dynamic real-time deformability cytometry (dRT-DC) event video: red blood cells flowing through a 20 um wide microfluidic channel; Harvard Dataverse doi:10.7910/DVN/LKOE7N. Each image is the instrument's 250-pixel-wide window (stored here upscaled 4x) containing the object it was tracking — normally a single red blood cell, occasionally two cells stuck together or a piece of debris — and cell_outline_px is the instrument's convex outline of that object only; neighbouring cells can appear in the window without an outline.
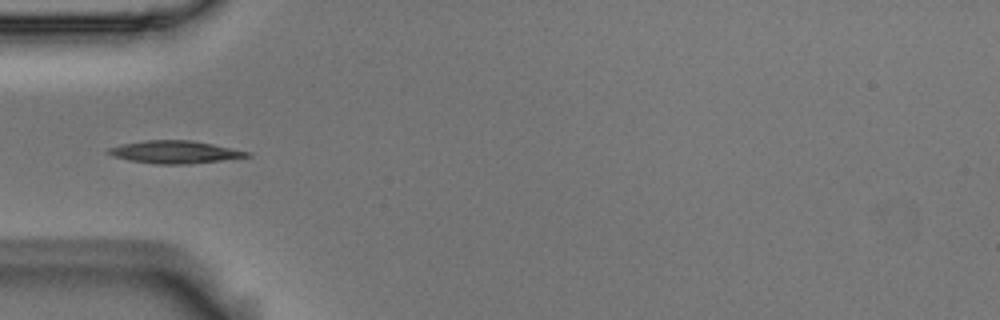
{"species": "Egyptian fruit bat (a non-hibernating species)", "species_latin": "Rousettus aegyptiacus", "temperature_condition": "room temperature", "stored_images_in_passage": 5, "camera_frame_rate_fps": 3000, "um_per_image_px": 0.085, "animal": {"sex": "male"}, "frame": {"image": 1, "passage_image": 3, "time_ms": 0.667, "image_size_px": [1000, 320], "cell_outline_px": [[252, 156], [188, 164], [152, 164], [128, 160], [112, 156], [104, 152], [108, 148], [120, 144], [144, 140], [192, 140], [252, 152]], "centroid_in_image_um": [14.81, 12.92], "position_along_channel_um": 70.2, "area_um2": 18.44}}
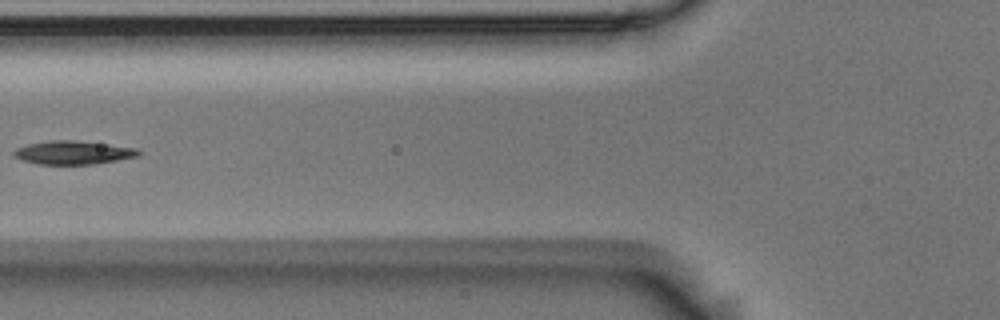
{"frame": {"image": 2, "passage_image": 4, "time_ms": 1.0, "image_size_px": [1000, 320], "cell_outline_px": [[144, 152], [140, 156], [96, 164], [36, 164], [20, 160], [12, 156], [12, 152], [16, 148], [28, 144], [48, 140], [72, 140], [108, 144], [136, 148]], "centroid_in_image_um": [6.21, 12.97], "position_along_channel_um": 119.6, "area_um2": 17.34}}
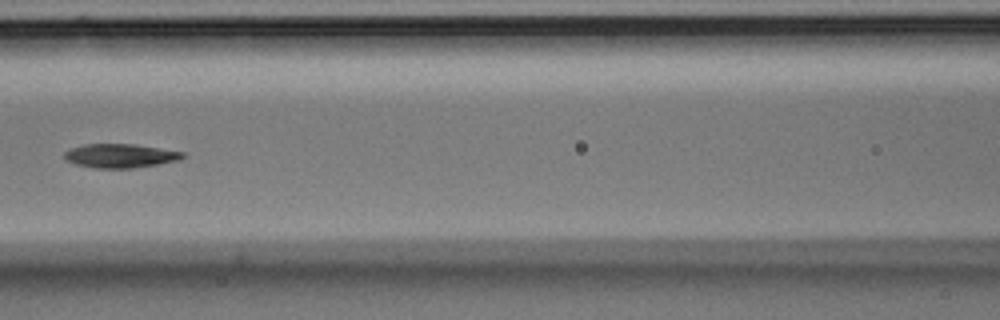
{"frame": {"image": 3, "passage_image": 5, "time_ms": 1.333, "image_size_px": [1000, 320], "cell_outline_px": [[184, 156], [180, 160], [132, 168], [96, 168], [76, 164], [68, 160], [64, 156], [64, 152], [68, 148], [84, 144], [136, 144], [184, 152]], "centroid_in_image_um": [10.21, 13.23], "position_along_channel_um": 156.4, "area_um2": 16.42}}